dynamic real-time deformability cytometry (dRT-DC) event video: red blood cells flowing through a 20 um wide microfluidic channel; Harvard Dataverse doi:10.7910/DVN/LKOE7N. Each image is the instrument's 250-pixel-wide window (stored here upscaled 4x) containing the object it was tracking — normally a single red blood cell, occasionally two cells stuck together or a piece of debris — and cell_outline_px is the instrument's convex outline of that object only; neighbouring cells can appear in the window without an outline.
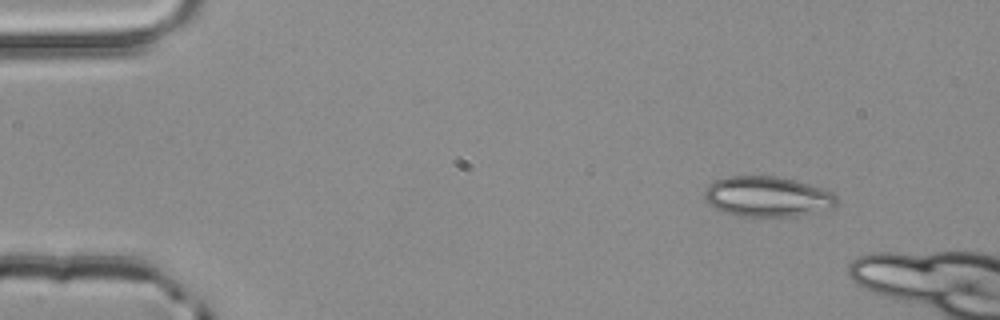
{"species": "common noctule bat (a hibernating species)", "species_latin": "Nyctalus noctula", "temperature_condition": "room temperature", "stored_images_in_passage": 3, "camera_frame_rate_fps": 3000, "um_per_image_px": 0.085, "animal": {"sex": "male", "body_mass_g": 20.4}, "frame": {"image": 1, "passage_image": 1, "time_ms": 0.0, "image_size_px": [1000, 320], "cell_outline_px": [[840, 204], [836, 208], [796, 216], [736, 216], [724, 212], [708, 204], [704, 200], [704, 192], [708, 184], [724, 176], [776, 176], [796, 180], [832, 192], [840, 200]], "centroid_in_image_um": [65.25, 16.71], "position_along_channel_um": 19.8, "area_um2": 31.5}}